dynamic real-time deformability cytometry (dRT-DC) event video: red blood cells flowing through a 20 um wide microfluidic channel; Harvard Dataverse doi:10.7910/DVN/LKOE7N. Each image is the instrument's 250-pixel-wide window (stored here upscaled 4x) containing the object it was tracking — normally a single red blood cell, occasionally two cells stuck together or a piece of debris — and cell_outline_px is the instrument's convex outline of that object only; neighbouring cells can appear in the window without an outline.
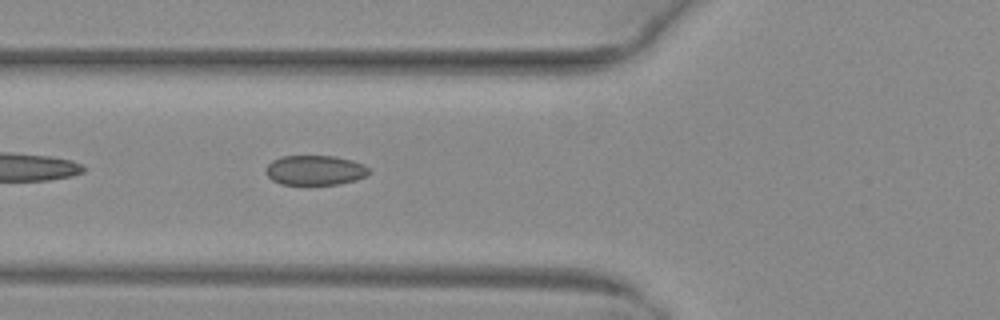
{"species": "common noctule bat (a hibernating species)", "species_latin": "Nyctalus noctula", "temperature_condition": "warm", "stored_images_in_passage": 36, "camera_frame_rate_fps": 3000, "um_per_image_px": 0.085, "animal": {"sex": "female", "body_mass_g": 29.2, "forearm_length_mm": 56.3}, "frame": {"image": 1, "passage_image": 4, "time_ms": 1.0, "image_size_px": [1000, 320], "cell_outline_px": [[368, 176], [356, 180], [340, 184], [280, 184], [272, 180], [264, 172], [264, 168], [272, 160], [280, 156], [336, 156], [352, 160], [364, 164], [368, 168]], "centroid_in_image_um": [26.76, 14.46], "position_along_channel_um": 99.0, "area_um2": 18.09}}
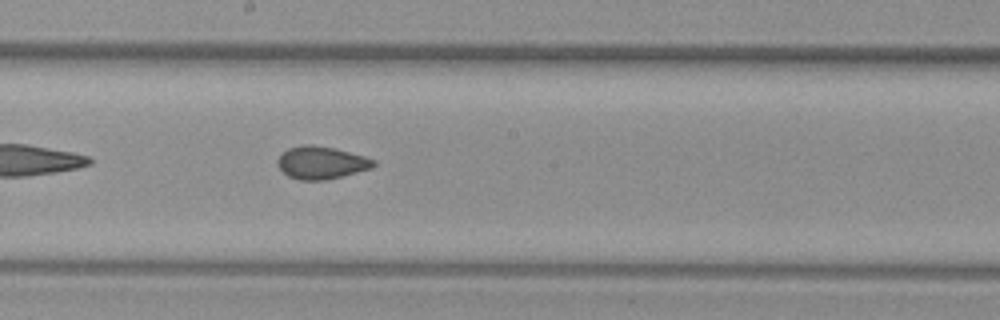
{"frame": {"image": 2, "passage_image": 13, "time_ms": 4.0, "image_size_px": [1000, 320], "cell_outline_px": [[376, 164], [372, 168], [324, 180], [300, 180], [288, 176], [276, 164], [276, 160], [288, 148], [304, 144], [312, 144], [332, 148], [364, 156], [376, 160]], "centroid_in_image_um": [27.29, 13.82], "position_along_channel_um": 220.9, "area_um2": 18.03}}
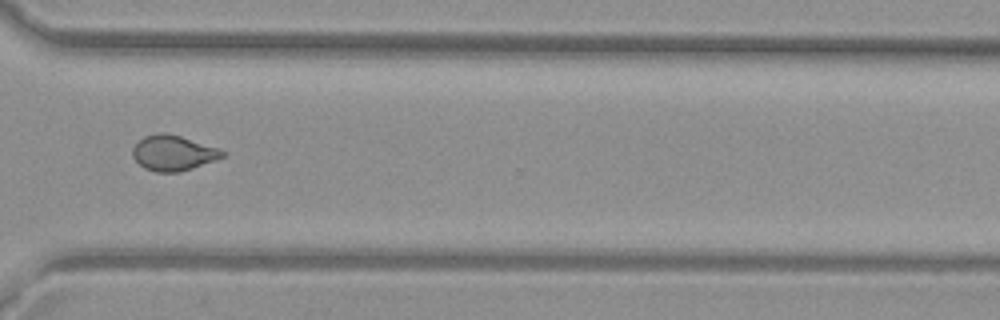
{"frame": {"image": 3, "passage_image": 23, "time_ms": 7.333, "image_size_px": [1000, 320], "cell_outline_px": [[224, 156], [216, 160], [180, 172], [156, 172], [144, 168], [132, 156], [132, 148], [144, 136], [156, 132], [164, 132], [180, 136], [220, 148], [224, 152]], "centroid_in_image_um": [14.72, 12.99], "position_along_channel_um": 355.9, "area_um2": 18.5}, "authors_computed_cell_mechanics": {"area_um2": 18.496, "velocity_mm_per_s": 4.0473, "shape_relaxation_time_tau1_ms": null, "shape_relaxation_time_tau2_ms": 0.8284, "deformation_change_tau1": null, "deformation_change_tau2": 0.047}}